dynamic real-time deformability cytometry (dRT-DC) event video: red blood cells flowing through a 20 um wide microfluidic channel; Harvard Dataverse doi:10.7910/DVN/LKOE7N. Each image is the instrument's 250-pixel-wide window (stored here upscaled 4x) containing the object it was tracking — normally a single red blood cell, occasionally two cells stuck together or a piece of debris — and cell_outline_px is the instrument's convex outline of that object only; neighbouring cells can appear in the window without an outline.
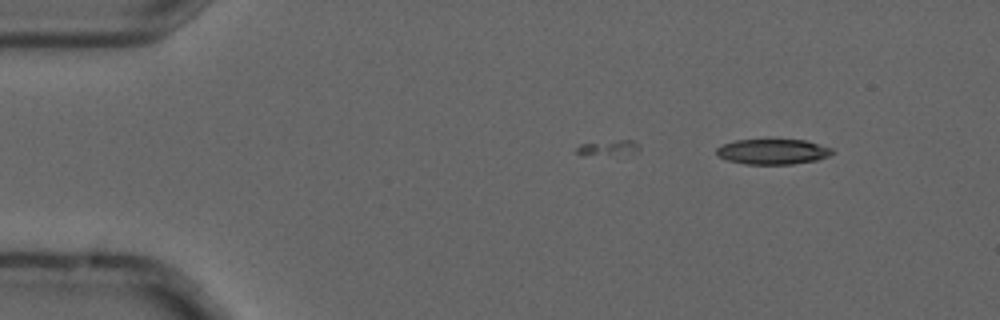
{"species": "common noctule bat (a hibernating species)", "species_latin": "Nyctalus noctula", "temperature_condition": "cold", "stored_images_in_passage": 5, "camera_frame_rate_fps": 3000, "um_per_image_px": 0.085, "animal": {"sex": "male", "forearm_length_mm": 52.5}, "frame": {"image": 1, "passage_image": 1, "time_ms": 0.0, "image_size_px": [1000, 320], "cell_outline_px": [[836, 152], [828, 156], [816, 160], [792, 164], [744, 164], [728, 160], [716, 156], [716, 148], [724, 144], [736, 140], [808, 140], [832, 148]], "centroid_in_image_um": [65.7, 12.89], "position_along_channel_um": 19.3, "area_um2": 17.11}}